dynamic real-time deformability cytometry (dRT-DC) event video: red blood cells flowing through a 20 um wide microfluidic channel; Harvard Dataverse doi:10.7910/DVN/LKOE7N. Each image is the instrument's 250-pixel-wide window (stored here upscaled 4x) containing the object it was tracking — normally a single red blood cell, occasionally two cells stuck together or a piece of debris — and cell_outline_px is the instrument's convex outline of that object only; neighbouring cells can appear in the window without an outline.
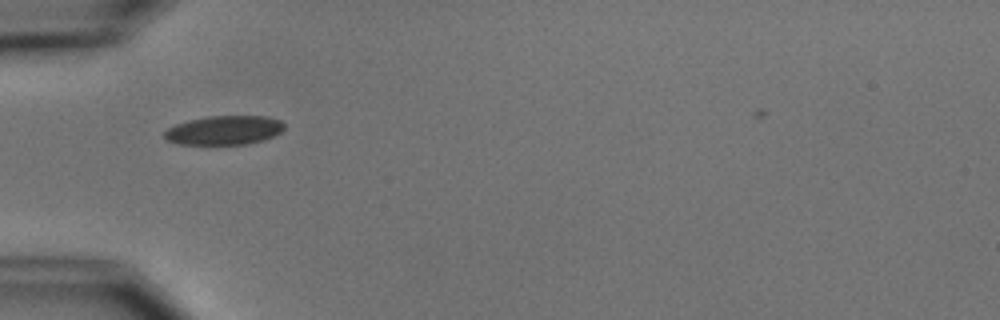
{"species": "common noctule bat (a hibernating species)", "species_latin": "Nyctalus noctula", "temperature_condition": "cold", "stored_images_in_passage": 5, "camera_frame_rate_fps": 3000, "um_per_image_px": 0.085, "animal": {"sex": "male", "body_mass_g": 15.6}, "frame": {"image": 1, "passage_image": 1, "time_ms": 0.0, "image_size_px": [1000, 320], "cell_outline_px": [[284, 128], [280, 132], [264, 140], [248, 144], [180, 144], [168, 140], [164, 136], [164, 132], [168, 128], [176, 124], [188, 120], [208, 116], [268, 116], [280, 120], [284, 124]], "centroid_in_image_um": [19.07, 11.06], "position_along_channel_um": 65.9, "area_um2": 20.23}}
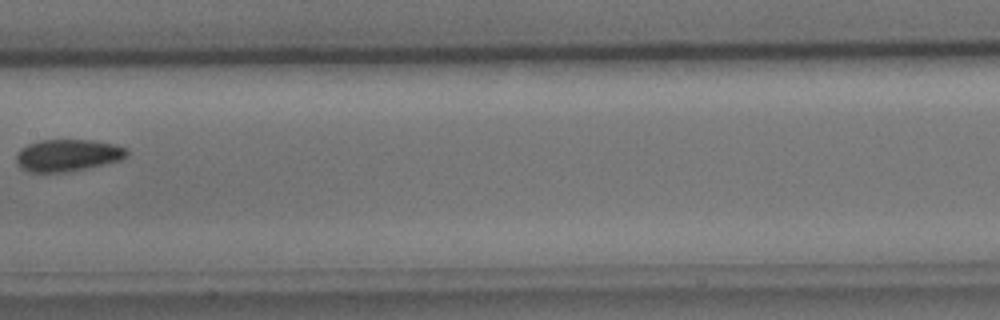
{"frame": {"image": 2, "passage_image": 4, "time_ms": 3.667, "image_size_px": [1000, 320], "cell_outline_px": [[128, 156], [120, 160], [88, 168], [64, 172], [28, 172], [20, 168], [16, 160], [16, 152], [20, 148], [28, 144], [40, 140], [92, 140], [112, 144], [128, 148]], "centroid_in_image_um": [5.73, 13.2], "position_along_channel_um": 201.7, "area_um2": 20.75}}
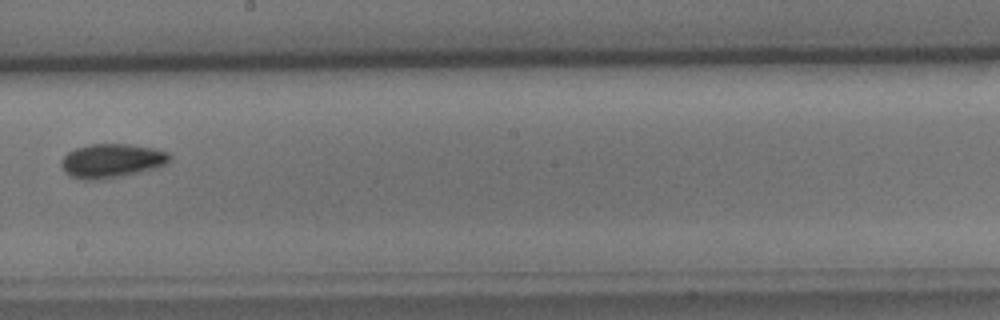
{"frame": {"image": 3, "passage_image": 5, "time_ms": 4.667, "image_size_px": [1000, 320], "cell_outline_px": [[172, 160], [160, 168], [124, 176], [92, 180], [84, 180], [72, 176], [64, 172], [60, 164], [60, 160], [68, 152], [76, 148], [88, 144], [128, 144], [156, 148], [168, 152], [172, 156]], "centroid_in_image_um": [9.55, 13.66], "position_along_channel_um": 238.7, "area_um2": 21.91}}